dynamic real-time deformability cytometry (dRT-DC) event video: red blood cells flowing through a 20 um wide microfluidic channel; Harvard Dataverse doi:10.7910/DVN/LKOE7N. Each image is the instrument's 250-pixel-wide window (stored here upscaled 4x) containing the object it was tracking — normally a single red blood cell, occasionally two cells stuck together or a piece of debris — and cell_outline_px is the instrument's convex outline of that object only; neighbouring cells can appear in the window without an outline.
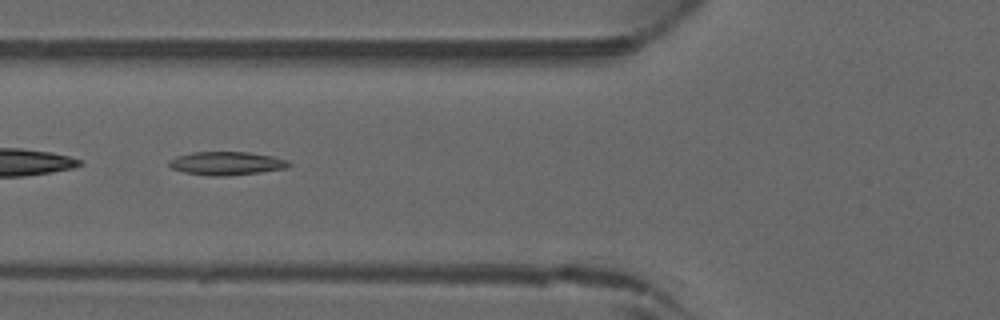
{"species": "common noctule bat (a hibernating species)", "species_latin": "Nyctalus noctula", "temperature_condition": "warm", "stored_images_in_passage": 34, "camera_frame_rate_fps": 3000, "um_per_image_px": 0.085, "animal": {"sex": "male", "forearm_length_mm": 52.5}, "frame": {"image": 1, "passage_image": 6, "time_ms": 1.667, "image_size_px": [1000, 320], "cell_outline_px": [[292, 164], [288, 168], [260, 172], [228, 176], [208, 176], [184, 172], [172, 168], [168, 164], [168, 160], [176, 156], [192, 152], [248, 152], [272, 156], [288, 160]], "centroid_in_image_um": [19.26, 13.89], "position_along_channel_um": 106.5, "area_um2": 16.47}}